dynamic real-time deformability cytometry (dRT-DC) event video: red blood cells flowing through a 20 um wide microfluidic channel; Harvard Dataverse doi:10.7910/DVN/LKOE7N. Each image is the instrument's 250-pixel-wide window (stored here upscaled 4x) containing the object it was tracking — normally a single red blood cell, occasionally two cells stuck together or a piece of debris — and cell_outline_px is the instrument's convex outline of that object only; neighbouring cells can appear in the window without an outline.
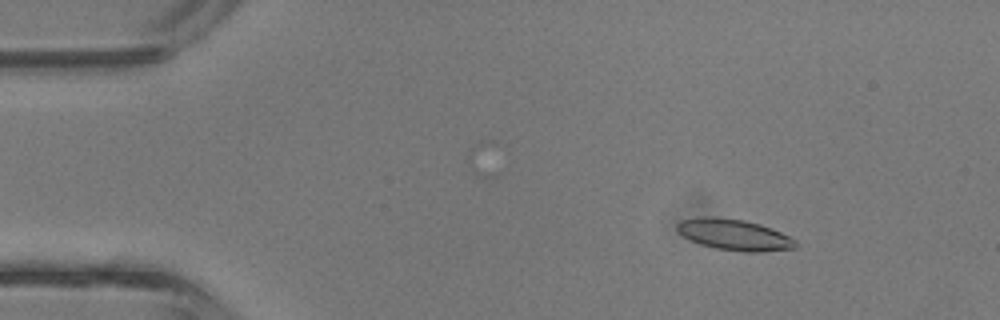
{"species": "common noctule bat (a hibernating species)", "species_latin": "Nyctalus noctula", "temperature_condition": "room temperature", "stored_images_in_passage": 27, "camera_frame_rate_fps": 3000, "um_per_image_px": 0.085, "animal": {"sex": "male", "body_mass_g": 13.3}, "frame": {"image": 1, "passage_image": 2, "time_ms": 0.333, "image_size_px": [1000, 320], "cell_outline_px": [[796, 248], [760, 252], [744, 252], [716, 248], [700, 244], [684, 236], [676, 228], [676, 224], [680, 220], [704, 216], [712, 216], [744, 220], [760, 224], [772, 228], [796, 240]], "centroid_in_image_um": [62.41, 19.94], "position_along_channel_um": 22.6, "area_um2": 21.39}}
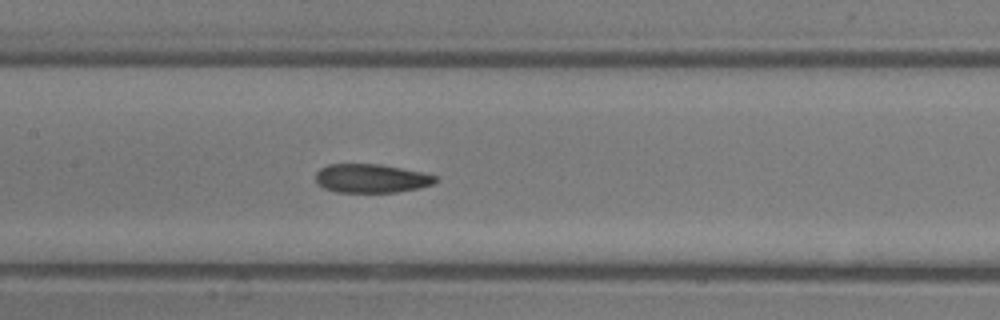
{"frame": {"image": 2, "passage_image": 16, "time_ms": 5.0, "image_size_px": [1000, 320], "cell_outline_px": [[440, 180], [432, 184], [420, 188], [396, 192], [336, 192], [324, 188], [316, 180], [316, 172], [320, 168], [328, 164], [380, 164], [420, 172], [436, 176]], "centroid_in_image_um": [31.56, 15.16], "position_along_channel_um": 175.8, "area_um2": 20.0}}
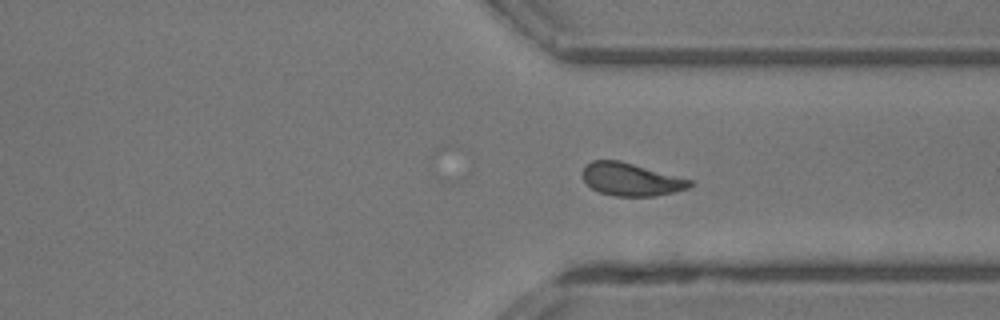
{"frame": {"image": 3, "passage_image": 27, "time_ms": 8.667, "image_size_px": [1000, 320], "cell_outline_px": [[692, 184], [688, 188], [656, 196], [616, 196], [600, 192], [592, 188], [584, 180], [584, 168], [592, 160], [620, 160], [692, 180]], "centroid_in_image_um": [53.65, 15.25], "position_along_channel_um": 357.8, "area_um2": 20.17}}